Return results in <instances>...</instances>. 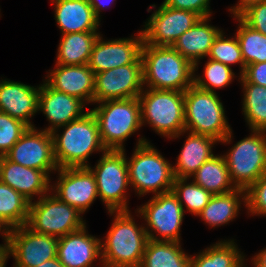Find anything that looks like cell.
Masks as SVG:
<instances>
[{"mask_svg": "<svg viewBox=\"0 0 266 267\" xmlns=\"http://www.w3.org/2000/svg\"><path fill=\"white\" fill-rule=\"evenodd\" d=\"M107 213L114 218L101 239L103 267H140L148 241L144 224L135 222L131 210Z\"/></svg>", "mask_w": 266, "mask_h": 267, "instance_id": "1", "label": "cell"}, {"mask_svg": "<svg viewBox=\"0 0 266 267\" xmlns=\"http://www.w3.org/2000/svg\"><path fill=\"white\" fill-rule=\"evenodd\" d=\"M51 133L58 168L89 167V156L107 150L102 144L97 120L90 109L82 117Z\"/></svg>", "mask_w": 266, "mask_h": 267, "instance_id": "2", "label": "cell"}, {"mask_svg": "<svg viewBox=\"0 0 266 267\" xmlns=\"http://www.w3.org/2000/svg\"><path fill=\"white\" fill-rule=\"evenodd\" d=\"M141 59L146 88L184 92L193 84L194 65L172 46L143 42Z\"/></svg>", "mask_w": 266, "mask_h": 267, "instance_id": "3", "label": "cell"}, {"mask_svg": "<svg viewBox=\"0 0 266 267\" xmlns=\"http://www.w3.org/2000/svg\"><path fill=\"white\" fill-rule=\"evenodd\" d=\"M138 137L132 156L126 158L131 191L138 197L171 191L175 179L173 164L145 136Z\"/></svg>", "mask_w": 266, "mask_h": 267, "instance_id": "4", "label": "cell"}, {"mask_svg": "<svg viewBox=\"0 0 266 267\" xmlns=\"http://www.w3.org/2000/svg\"><path fill=\"white\" fill-rule=\"evenodd\" d=\"M185 130L215 138L221 144H231L233 130L217 92L192 84L184 91Z\"/></svg>", "mask_w": 266, "mask_h": 267, "instance_id": "5", "label": "cell"}, {"mask_svg": "<svg viewBox=\"0 0 266 267\" xmlns=\"http://www.w3.org/2000/svg\"><path fill=\"white\" fill-rule=\"evenodd\" d=\"M90 109L95 116L102 144L107 150H125V141L142 128L137 98L108 100Z\"/></svg>", "mask_w": 266, "mask_h": 267, "instance_id": "6", "label": "cell"}, {"mask_svg": "<svg viewBox=\"0 0 266 267\" xmlns=\"http://www.w3.org/2000/svg\"><path fill=\"white\" fill-rule=\"evenodd\" d=\"M141 123L170 140L185 130L184 92L144 87L138 96Z\"/></svg>", "mask_w": 266, "mask_h": 267, "instance_id": "7", "label": "cell"}, {"mask_svg": "<svg viewBox=\"0 0 266 267\" xmlns=\"http://www.w3.org/2000/svg\"><path fill=\"white\" fill-rule=\"evenodd\" d=\"M126 150H106L94 167L98 197L108 211H128L130 190Z\"/></svg>", "mask_w": 266, "mask_h": 267, "instance_id": "8", "label": "cell"}, {"mask_svg": "<svg viewBox=\"0 0 266 267\" xmlns=\"http://www.w3.org/2000/svg\"><path fill=\"white\" fill-rule=\"evenodd\" d=\"M222 155L232 183L247 190L266 173V131L251 130Z\"/></svg>", "mask_w": 266, "mask_h": 267, "instance_id": "9", "label": "cell"}, {"mask_svg": "<svg viewBox=\"0 0 266 267\" xmlns=\"http://www.w3.org/2000/svg\"><path fill=\"white\" fill-rule=\"evenodd\" d=\"M85 225L77 208L60 201L51 192L30 202L26 226L36 233L61 238Z\"/></svg>", "mask_w": 266, "mask_h": 267, "instance_id": "10", "label": "cell"}, {"mask_svg": "<svg viewBox=\"0 0 266 267\" xmlns=\"http://www.w3.org/2000/svg\"><path fill=\"white\" fill-rule=\"evenodd\" d=\"M136 213L137 217L144 219L148 239L181 242L180 232L185 212L172 190L150 197V200L135 209Z\"/></svg>", "mask_w": 266, "mask_h": 267, "instance_id": "11", "label": "cell"}, {"mask_svg": "<svg viewBox=\"0 0 266 267\" xmlns=\"http://www.w3.org/2000/svg\"><path fill=\"white\" fill-rule=\"evenodd\" d=\"M156 9L141 29L143 42L153 46H172L179 36L194 26L200 16L192 11L173 9L161 3L152 4L147 9Z\"/></svg>", "mask_w": 266, "mask_h": 267, "instance_id": "12", "label": "cell"}, {"mask_svg": "<svg viewBox=\"0 0 266 267\" xmlns=\"http://www.w3.org/2000/svg\"><path fill=\"white\" fill-rule=\"evenodd\" d=\"M144 89L141 57L132 64L95 74L93 104L137 98Z\"/></svg>", "mask_w": 266, "mask_h": 267, "instance_id": "13", "label": "cell"}, {"mask_svg": "<svg viewBox=\"0 0 266 267\" xmlns=\"http://www.w3.org/2000/svg\"><path fill=\"white\" fill-rule=\"evenodd\" d=\"M5 241L14 259L13 267H36L57 257L58 238L36 233L26 225L7 231Z\"/></svg>", "mask_w": 266, "mask_h": 267, "instance_id": "14", "label": "cell"}, {"mask_svg": "<svg viewBox=\"0 0 266 267\" xmlns=\"http://www.w3.org/2000/svg\"><path fill=\"white\" fill-rule=\"evenodd\" d=\"M5 157L22 166L42 170L49 177L58 170L52 133L37 127H29Z\"/></svg>", "mask_w": 266, "mask_h": 267, "instance_id": "15", "label": "cell"}, {"mask_svg": "<svg viewBox=\"0 0 266 267\" xmlns=\"http://www.w3.org/2000/svg\"><path fill=\"white\" fill-rule=\"evenodd\" d=\"M56 173L57 180L51 184L50 192L60 201L85 214L98 198L94 173L89 167L58 168Z\"/></svg>", "mask_w": 266, "mask_h": 267, "instance_id": "16", "label": "cell"}, {"mask_svg": "<svg viewBox=\"0 0 266 267\" xmlns=\"http://www.w3.org/2000/svg\"><path fill=\"white\" fill-rule=\"evenodd\" d=\"M143 35L141 29L130 38H117L111 40L98 36L87 65L94 74L107 71L119 66L132 64L141 57Z\"/></svg>", "mask_w": 266, "mask_h": 267, "instance_id": "17", "label": "cell"}, {"mask_svg": "<svg viewBox=\"0 0 266 267\" xmlns=\"http://www.w3.org/2000/svg\"><path fill=\"white\" fill-rule=\"evenodd\" d=\"M86 104L69 94L51 88L44 80L40 84L38 112H43L49 126L42 128L47 132L72 122L88 112Z\"/></svg>", "mask_w": 266, "mask_h": 267, "instance_id": "18", "label": "cell"}, {"mask_svg": "<svg viewBox=\"0 0 266 267\" xmlns=\"http://www.w3.org/2000/svg\"><path fill=\"white\" fill-rule=\"evenodd\" d=\"M87 224L58 238L57 258L65 267H94L102 265L101 239L88 233Z\"/></svg>", "mask_w": 266, "mask_h": 267, "instance_id": "19", "label": "cell"}, {"mask_svg": "<svg viewBox=\"0 0 266 267\" xmlns=\"http://www.w3.org/2000/svg\"><path fill=\"white\" fill-rule=\"evenodd\" d=\"M43 79L51 88L93 105L95 74L87 65H58Z\"/></svg>", "mask_w": 266, "mask_h": 267, "instance_id": "20", "label": "cell"}, {"mask_svg": "<svg viewBox=\"0 0 266 267\" xmlns=\"http://www.w3.org/2000/svg\"><path fill=\"white\" fill-rule=\"evenodd\" d=\"M40 84L27 85L10 79L0 80V112L35 127L32 117L38 113Z\"/></svg>", "mask_w": 266, "mask_h": 267, "instance_id": "21", "label": "cell"}, {"mask_svg": "<svg viewBox=\"0 0 266 267\" xmlns=\"http://www.w3.org/2000/svg\"><path fill=\"white\" fill-rule=\"evenodd\" d=\"M0 181L33 202L50 192L51 177L44 171L22 166L0 156ZM36 197V198H34Z\"/></svg>", "mask_w": 266, "mask_h": 267, "instance_id": "22", "label": "cell"}, {"mask_svg": "<svg viewBox=\"0 0 266 267\" xmlns=\"http://www.w3.org/2000/svg\"><path fill=\"white\" fill-rule=\"evenodd\" d=\"M61 34L100 32V22L88 0H50Z\"/></svg>", "mask_w": 266, "mask_h": 267, "instance_id": "23", "label": "cell"}, {"mask_svg": "<svg viewBox=\"0 0 266 267\" xmlns=\"http://www.w3.org/2000/svg\"><path fill=\"white\" fill-rule=\"evenodd\" d=\"M186 133L188 136L185 137V142L173 165L174 176L177 178H190L202 164L215 155L213 148L219 143L213 137L187 130L172 137L171 140L180 139L181 135L183 137Z\"/></svg>", "mask_w": 266, "mask_h": 267, "instance_id": "24", "label": "cell"}, {"mask_svg": "<svg viewBox=\"0 0 266 267\" xmlns=\"http://www.w3.org/2000/svg\"><path fill=\"white\" fill-rule=\"evenodd\" d=\"M211 17L200 18L172 45L177 52L194 65V72L199 69L201 59L207 58L215 38L222 31V28L210 24Z\"/></svg>", "mask_w": 266, "mask_h": 267, "instance_id": "25", "label": "cell"}, {"mask_svg": "<svg viewBox=\"0 0 266 267\" xmlns=\"http://www.w3.org/2000/svg\"><path fill=\"white\" fill-rule=\"evenodd\" d=\"M241 205L246 208V190L237 188L226 194L212 195L197 216L210 228L221 227L238 217Z\"/></svg>", "mask_w": 266, "mask_h": 267, "instance_id": "26", "label": "cell"}, {"mask_svg": "<svg viewBox=\"0 0 266 267\" xmlns=\"http://www.w3.org/2000/svg\"><path fill=\"white\" fill-rule=\"evenodd\" d=\"M245 254L233 239H220L195 255L190 267H246Z\"/></svg>", "mask_w": 266, "mask_h": 267, "instance_id": "27", "label": "cell"}, {"mask_svg": "<svg viewBox=\"0 0 266 267\" xmlns=\"http://www.w3.org/2000/svg\"><path fill=\"white\" fill-rule=\"evenodd\" d=\"M100 32H78L61 35L55 64H87Z\"/></svg>", "mask_w": 266, "mask_h": 267, "instance_id": "28", "label": "cell"}, {"mask_svg": "<svg viewBox=\"0 0 266 267\" xmlns=\"http://www.w3.org/2000/svg\"><path fill=\"white\" fill-rule=\"evenodd\" d=\"M190 179L212 195L226 194L237 189L231 181L229 170L222 154L212 156L199 167Z\"/></svg>", "mask_w": 266, "mask_h": 267, "instance_id": "29", "label": "cell"}, {"mask_svg": "<svg viewBox=\"0 0 266 267\" xmlns=\"http://www.w3.org/2000/svg\"><path fill=\"white\" fill-rule=\"evenodd\" d=\"M181 244L148 239L140 267H190L191 254L186 253Z\"/></svg>", "mask_w": 266, "mask_h": 267, "instance_id": "30", "label": "cell"}, {"mask_svg": "<svg viewBox=\"0 0 266 267\" xmlns=\"http://www.w3.org/2000/svg\"><path fill=\"white\" fill-rule=\"evenodd\" d=\"M30 201L0 181V227L5 231L26 225Z\"/></svg>", "mask_w": 266, "mask_h": 267, "instance_id": "31", "label": "cell"}, {"mask_svg": "<svg viewBox=\"0 0 266 267\" xmlns=\"http://www.w3.org/2000/svg\"><path fill=\"white\" fill-rule=\"evenodd\" d=\"M243 92L242 114L250 131H266V87L240 83Z\"/></svg>", "mask_w": 266, "mask_h": 267, "instance_id": "32", "label": "cell"}, {"mask_svg": "<svg viewBox=\"0 0 266 267\" xmlns=\"http://www.w3.org/2000/svg\"><path fill=\"white\" fill-rule=\"evenodd\" d=\"M234 18L239 23L234 35L238 38L245 66L266 62V35L246 25L238 16Z\"/></svg>", "mask_w": 266, "mask_h": 267, "instance_id": "33", "label": "cell"}, {"mask_svg": "<svg viewBox=\"0 0 266 267\" xmlns=\"http://www.w3.org/2000/svg\"><path fill=\"white\" fill-rule=\"evenodd\" d=\"M172 191L177 196L184 212L186 213L187 211L195 217L203 210L212 197L209 191L195 184L190 178L175 177Z\"/></svg>", "mask_w": 266, "mask_h": 267, "instance_id": "34", "label": "cell"}, {"mask_svg": "<svg viewBox=\"0 0 266 267\" xmlns=\"http://www.w3.org/2000/svg\"><path fill=\"white\" fill-rule=\"evenodd\" d=\"M205 62L203 76L196 72L193 76V84L200 89L216 92V89L229 86L237 76L232 67L221 62L209 58Z\"/></svg>", "mask_w": 266, "mask_h": 267, "instance_id": "35", "label": "cell"}, {"mask_svg": "<svg viewBox=\"0 0 266 267\" xmlns=\"http://www.w3.org/2000/svg\"><path fill=\"white\" fill-rule=\"evenodd\" d=\"M207 57L211 60L221 62L229 67L235 64H239V76H241L245 71L246 66L242 57L238 38L236 37V35H231V37L229 38L228 36L226 37L223 30L215 38Z\"/></svg>", "mask_w": 266, "mask_h": 267, "instance_id": "36", "label": "cell"}, {"mask_svg": "<svg viewBox=\"0 0 266 267\" xmlns=\"http://www.w3.org/2000/svg\"><path fill=\"white\" fill-rule=\"evenodd\" d=\"M28 128L23 121L0 112V156H5Z\"/></svg>", "mask_w": 266, "mask_h": 267, "instance_id": "37", "label": "cell"}, {"mask_svg": "<svg viewBox=\"0 0 266 267\" xmlns=\"http://www.w3.org/2000/svg\"><path fill=\"white\" fill-rule=\"evenodd\" d=\"M248 216H266V173L246 190Z\"/></svg>", "mask_w": 266, "mask_h": 267, "instance_id": "38", "label": "cell"}, {"mask_svg": "<svg viewBox=\"0 0 266 267\" xmlns=\"http://www.w3.org/2000/svg\"><path fill=\"white\" fill-rule=\"evenodd\" d=\"M238 17L252 29L266 35V1L250 5Z\"/></svg>", "mask_w": 266, "mask_h": 267, "instance_id": "39", "label": "cell"}, {"mask_svg": "<svg viewBox=\"0 0 266 267\" xmlns=\"http://www.w3.org/2000/svg\"><path fill=\"white\" fill-rule=\"evenodd\" d=\"M210 1L211 0H164L162 3L173 9L192 11L202 18L212 16Z\"/></svg>", "mask_w": 266, "mask_h": 267, "instance_id": "40", "label": "cell"}, {"mask_svg": "<svg viewBox=\"0 0 266 267\" xmlns=\"http://www.w3.org/2000/svg\"><path fill=\"white\" fill-rule=\"evenodd\" d=\"M240 83H253L266 87V62L249 64L241 76H237Z\"/></svg>", "mask_w": 266, "mask_h": 267, "instance_id": "41", "label": "cell"}, {"mask_svg": "<svg viewBox=\"0 0 266 267\" xmlns=\"http://www.w3.org/2000/svg\"><path fill=\"white\" fill-rule=\"evenodd\" d=\"M266 0H239L237 4L230 7L228 10L232 16H238L243 10L249 7L252 4L260 3Z\"/></svg>", "mask_w": 266, "mask_h": 267, "instance_id": "42", "label": "cell"}, {"mask_svg": "<svg viewBox=\"0 0 266 267\" xmlns=\"http://www.w3.org/2000/svg\"><path fill=\"white\" fill-rule=\"evenodd\" d=\"M89 4L92 6V9L95 13V16L100 20L101 19V12L105 9H107L106 6L109 4H113L116 0H88Z\"/></svg>", "mask_w": 266, "mask_h": 267, "instance_id": "43", "label": "cell"}, {"mask_svg": "<svg viewBox=\"0 0 266 267\" xmlns=\"http://www.w3.org/2000/svg\"><path fill=\"white\" fill-rule=\"evenodd\" d=\"M251 264L254 267H266V247L252 256Z\"/></svg>", "mask_w": 266, "mask_h": 267, "instance_id": "44", "label": "cell"}, {"mask_svg": "<svg viewBox=\"0 0 266 267\" xmlns=\"http://www.w3.org/2000/svg\"><path fill=\"white\" fill-rule=\"evenodd\" d=\"M11 252L6 241L0 245V267H6L7 260L10 258Z\"/></svg>", "mask_w": 266, "mask_h": 267, "instance_id": "45", "label": "cell"}, {"mask_svg": "<svg viewBox=\"0 0 266 267\" xmlns=\"http://www.w3.org/2000/svg\"><path fill=\"white\" fill-rule=\"evenodd\" d=\"M36 267H65L57 257L47 260Z\"/></svg>", "mask_w": 266, "mask_h": 267, "instance_id": "46", "label": "cell"}, {"mask_svg": "<svg viewBox=\"0 0 266 267\" xmlns=\"http://www.w3.org/2000/svg\"><path fill=\"white\" fill-rule=\"evenodd\" d=\"M5 235H6V232L0 227V236L2 237L3 242L5 241Z\"/></svg>", "mask_w": 266, "mask_h": 267, "instance_id": "47", "label": "cell"}]
</instances>
